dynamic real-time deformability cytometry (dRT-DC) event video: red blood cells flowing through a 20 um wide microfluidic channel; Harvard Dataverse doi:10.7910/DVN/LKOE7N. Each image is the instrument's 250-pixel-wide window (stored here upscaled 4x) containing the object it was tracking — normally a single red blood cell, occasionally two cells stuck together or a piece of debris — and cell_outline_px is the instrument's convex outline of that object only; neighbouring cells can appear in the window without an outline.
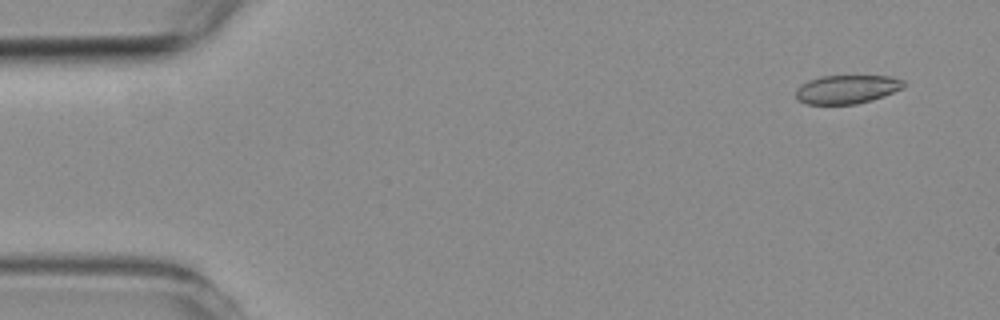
{"species": "common noctule bat (a hibernating species)", "species_latin": "Nyctalus noctula", "temperature_condition": "room temperature", "stored_images_in_passage": 5, "camera_frame_rate_fps": 3000, "um_per_image_px": 0.085, "animal": {"sex": "female", "body_mass_g": 19.3, "forearm_length_mm": 54.1}, "frame": {"image": 1, "passage_image": 2, "time_ms": 1.0, "image_size_px": [1000, 320], "cell_outline_px": [[908, 84], [904, 88], [884, 96], [872, 100], [856, 104], [808, 104], [800, 100], [796, 96], [796, 88], [800, 84], [808, 80], [820, 76], [892, 76], [904, 80]], "centroid_in_image_um": [72.03, 7.58], "position_along_channel_um": 13.0, "area_um2": 18.21}}